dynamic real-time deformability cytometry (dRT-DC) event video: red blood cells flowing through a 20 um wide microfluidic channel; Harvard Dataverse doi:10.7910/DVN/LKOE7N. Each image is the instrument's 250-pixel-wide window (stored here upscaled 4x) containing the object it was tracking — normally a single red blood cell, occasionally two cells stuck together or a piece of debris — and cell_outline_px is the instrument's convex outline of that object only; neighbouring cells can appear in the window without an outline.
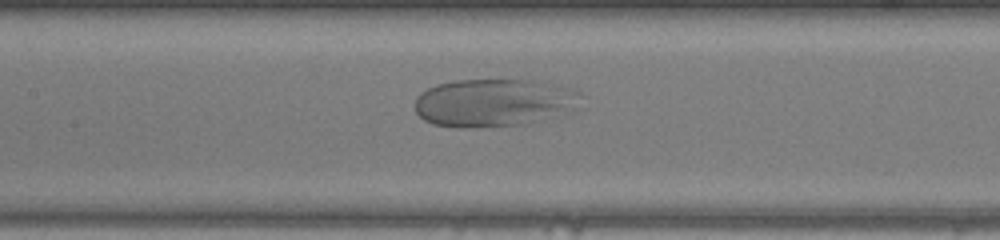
{"species": "human", "species_latin": "Homo sapiens", "temperature_condition": "warm", "stored_images_in_passage": 49, "camera_frame_rate_fps": 3000, "um_per_image_px": 0.085, "donor": {"sex": "female"}, "frame": {"image": 1, "passage_image": 23, "time_ms": 7.333, "image_size_px": [1000, 240], "cell_outline_px": [[584, 96], [580, 108], [572, 112], [560, 116], [524, 124], [480, 128], [456, 128], [432, 124], [424, 120], [416, 112], [416, 96], [420, 92], [436, 84], [456, 80], [532, 80], [552, 84], [568, 88], [580, 92]], "centroid_in_image_um": [42.04, 8.75], "position_along_channel_um": 165.4, "area_um2": 47.28}}
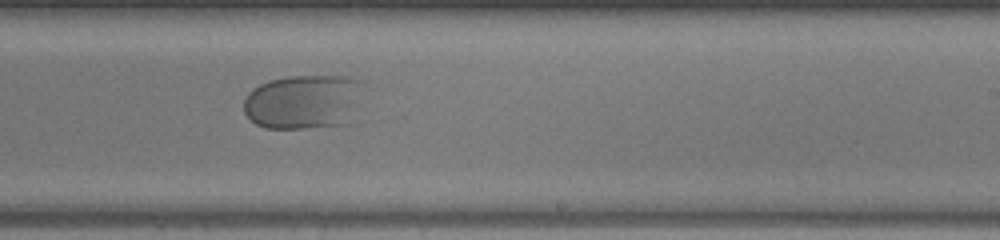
{"frame": {"image": 2, "passage_image": 30, "time_ms": 9.667, "image_size_px": [1000, 240], "cell_outline_px": [[364, 80], [348, 124], [304, 128], [264, 128], [256, 124], [244, 112], [244, 100], [248, 92], [252, 88], [268, 80], [288, 76], [348, 76]], "centroid_in_image_um": [25.76, 8.63], "position_along_channel_um": 263.2, "area_um2": 38.03}}
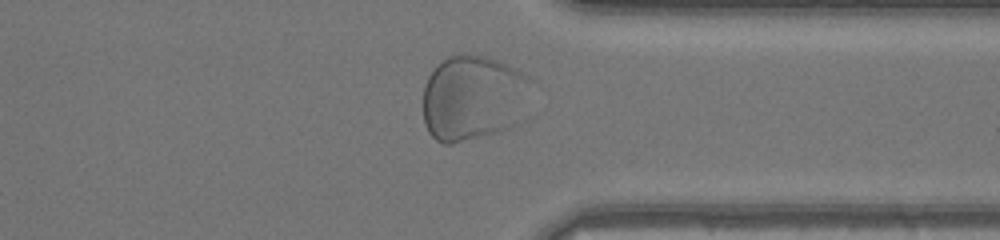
{"frame": {"image": 3, "passage_image": 38, "time_ms": 12.333, "image_size_px": [1000, 240], "cell_outline_px": [[532, 80], [512, 124], [508, 128], [496, 132], [452, 144], [444, 144], [436, 140], [428, 132], [424, 124], [424, 84], [428, 76], [448, 56], [484, 56], [496, 60], [528, 76]], "centroid_in_image_um": [40.11, 8.34], "position_along_channel_um": 371.3, "area_um2": 52.19}}